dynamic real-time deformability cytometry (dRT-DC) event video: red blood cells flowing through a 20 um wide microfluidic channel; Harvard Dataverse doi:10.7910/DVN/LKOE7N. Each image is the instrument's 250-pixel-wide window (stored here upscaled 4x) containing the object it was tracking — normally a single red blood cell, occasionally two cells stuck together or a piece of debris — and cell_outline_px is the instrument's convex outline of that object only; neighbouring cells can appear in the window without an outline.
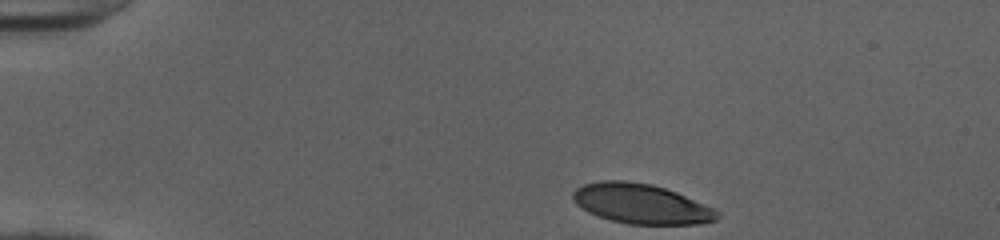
{"species": "human", "species_latin": "Homo sapiens", "temperature_condition": "cold", "stored_images_in_passage": 36, "camera_frame_rate_fps": 3000, "um_per_image_px": 0.085, "donor": {"sex": "female"}, "frame": {"image": 1, "passage_image": 1, "time_ms": 0.0, "image_size_px": [1000, 240], "cell_outline_px": [[720, 216], [716, 220], [696, 224], [628, 224], [612, 220], [588, 212], [576, 204], [572, 196], [572, 192], [576, 188], [584, 184], [600, 180], [624, 180], [652, 184], [676, 192], [712, 208], [720, 212]], "centroid_in_image_um": [54.47, 17.31], "position_along_channel_um": 30.5, "area_um2": 33.29}}
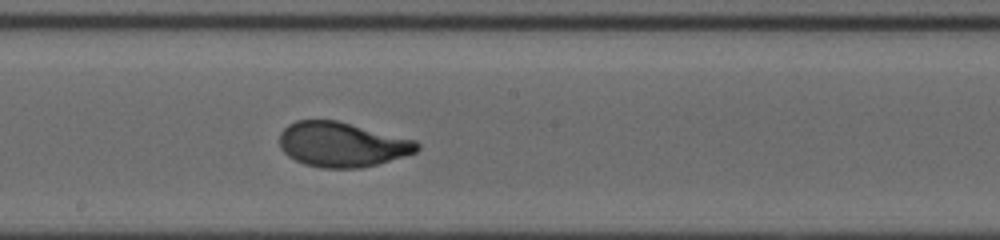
{"frame": {"image": 2, "passage_image": 21, "time_ms": 6.667, "image_size_px": [1000, 240], "cell_outline_px": [[420, 148], [416, 152], [376, 164], [360, 168], [324, 168], [304, 164], [288, 156], [280, 148], [280, 132], [288, 124], [296, 120], [336, 120], [416, 140], [420, 144]], "centroid_in_image_um": [29.05, 12.27], "position_along_channel_um": 219.1, "area_um2": 35.78}}
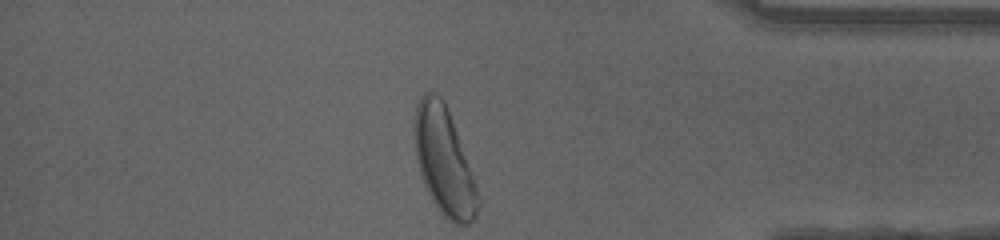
{"frame": {"image": 3, "passage_image": 36, "time_ms": 11.667, "image_size_px": [1000, 240], "cell_outline_px": [[480, 204], [472, 220], [468, 224], [456, 224], [448, 220], [440, 212], [432, 200], [424, 184], [416, 160], [412, 132], [412, 128], [416, 108], [424, 92], [428, 92], [440, 96], [444, 100], [472, 172], [480, 200]], "centroid_in_image_um": [37.71, 13.71], "position_along_channel_um": 397.5, "area_um2": 39.48}, "authors_computed_cell_mechanics": {"area_um2": 36.125, "velocity_mm_per_s": 4.001, "shape_relaxation_time_tau1_ms": 3.1459, "shape_relaxation_time_tau2_ms": null, "deformation_change_tau1": 0.189, "deformation_change_tau2": null}}